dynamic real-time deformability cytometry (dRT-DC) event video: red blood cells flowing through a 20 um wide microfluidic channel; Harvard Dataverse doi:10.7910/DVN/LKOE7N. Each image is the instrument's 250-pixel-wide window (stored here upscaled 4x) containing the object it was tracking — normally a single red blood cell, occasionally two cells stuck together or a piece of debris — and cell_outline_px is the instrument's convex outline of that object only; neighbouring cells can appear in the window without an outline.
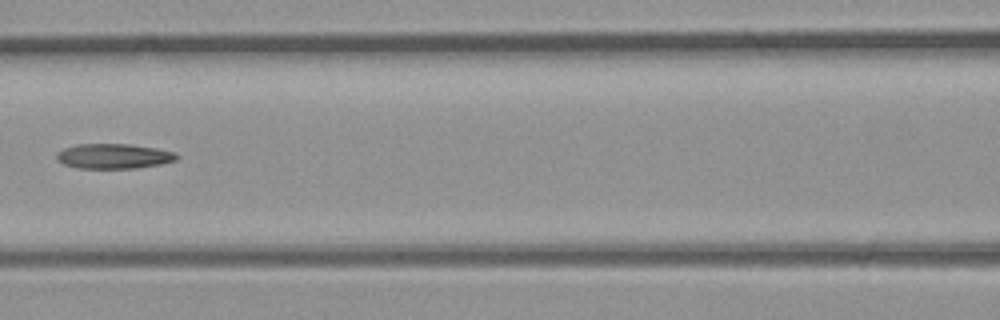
{"species": "common noctule bat (a hibernating species)", "species_latin": "Nyctalus noctula", "temperature_condition": "room temperature", "stored_images_in_passage": 5, "camera_frame_rate_fps": 3000, "um_per_image_px": 0.085, "animal": {"sex": "male", "body_mass_g": 23.1, "forearm_length_mm": 52.7}, "frame": {"image": 1, "passage_image": 5, "time_ms": 1.333, "image_size_px": [1000, 320], "cell_outline_px": [[180, 156], [176, 160], [160, 164], [136, 168], [76, 168], [64, 164], [56, 160], [56, 152], [64, 148], [76, 144], [128, 144], [156, 148], [176, 152]], "centroid_in_image_um": [9.65, 13.27], "position_along_channel_um": 156.9, "area_um2": 17.57}}